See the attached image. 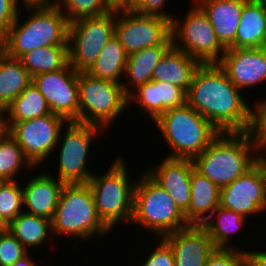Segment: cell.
<instances>
[{"label": "cell", "instance_id": "obj_1", "mask_svg": "<svg viewBox=\"0 0 266 266\" xmlns=\"http://www.w3.org/2000/svg\"><path fill=\"white\" fill-rule=\"evenodd\" d=\"M187 104L221 133L252 129L253 109L218 64H201L196 70L187 92Z\"/></svg>", "mask_w": 266, "mask_h": 266}, {"label": "cell", "instance_id": "obj_2", "mask_svg": "<svg viewBox=\"0 0 266 266\" xmlns=\"http://www.w3.org/2000/svg\"><path fill=\"white\" fill-rule=\"evenodd\" d=\"M22 5L33 14L21 24L18 13L7 37L0 44V50L11 58L19 59L34 49L68 45L69 21L51 1L23 2Z\"/></svg>", "mask_w": 266, "mask_h": 266}, {"label": "cell", "instance_id": "obj_3", "mask_svg": "<svg viewBox=\"0 0 266 266\" xmlns=\"http://www.w3.org/2000/svg\"><path fill=\"white\" fill-rule=\"evenodd\" d=\"M258 151L251 132H224L192 162L196 171L222 188L239 178L260 159V154H256Z\"/></svg>", "mask_w": 266, "mask_h": 266}, {"label": "cell", "instance_id": "obj_4", "mask_svg": "<svg viewBox=\"0 0 266 266\" xmlns=\"http://www.w3.org/2000/svg\"><path fill=\"white\" fill-rule=\"evenodd\" d=\"M154 122L171 148L168 158L193 159L221 133L187 103L165 111Z\"/></svg>", "mask_w": 266, "mask_h": 266}, {"label": "cell", "instance_id": "obj_5", "mask_svg": "<svg viewBox=\"0 0 266 266\" xmlns=\"http://www.w3.org/2000/svg\"><path fill=\"white\" fill-rule=\"evenodd\" d=\"M131 222L152 231L159 240L190 225L169 193L146 172L136 182Z\"/></svg>", "mask_w": 266, "mask_h": 266}, {"label": "cell", "instance_id": "obj_6", "mask_svg": "<svg viewBox=\"0 0 266 266\" xmlns=\"http://www.w3.org/2000/svg\"><path fill=\"white\" fill-rule=\"evenodd\" d=\"M52 233L87 240L110 230L100 219L92 191L87 183L65 184L51 220Z\"/></svg>", "mask_w": 266, "mask_h": 266}, {"label": "cell", "instance_id": "obj_7", "mask_svg": "<svg viewBox=\"0 0 266 266\" xmlns=\"http://www.w3.org/2000/svg\"><path fill=\"white\" fill-rule=\"evenodd\" d=\"M126 168L125 161L119 156L107 173L93 174L87 183L92 191L97 213L110 231L116 224L132 220L137 181L130 182Z\"/></svg>", "mask_w": 266, "mask_h": 266}, {"label": "cell", "instance_id": "obj_8", "mask_svg": "<svg viewBox=\"0 0 266 266\" xmlns=\"http://www.w3.org/2000/svg\"><path fill=\"white\" fill-rule=\"evenodd\" d=\"M78 87L79 123L97 125L106 130L128 106L123 84L79 72Z\"/></svg>", "mask_w": 266, "mask_h": 266}, {"label": "cell", "instance_id": "obj_9", "mask_svg": "<svg viewBox=\"0 0 266 266\" xmlns=\"http://www.w3.org/2000/svg\"><path fill=\"white\" fill-rule=\"evenodd\" d=\"M185 20L175 16L171 21L172 45L201 64H217L226 48L220 43L206 13L195 3Z\"/></svg>", "mask_w": 266, "mask_h": 266}, {"label": "cell", "instance_id": "obj_10", "mask_svg": "<svg viewBox=\"0 0 266 266\" xmlns=\"http://www.w3.org/2000/svg\"><path fill=\"white\" fill-rule=\"evenodd\" d=\"M116 12L95 17H84L69 22V64L85 72L98 58L102 48L115 35Z\"/></svg>", "mask_w": 266, "mask_h": 266}, {"label": "cell", "instance_id": "obj_11", "mask_svg": "<svg viewBox=\"0 0 266 266\" xmlns=\"http://www.w3.org/2000/svg\"><path fill=\"white\" fill-rule=\"evenodd\" d=\"M62 140L57 170L58 180L64 184H85L93 173L87 169L90 143L98 132L104 129L93 124L68 122ZM101 130V131H100Z\"/></svg>", "mask_w": 266, "mask_h": 266}, {"label": "cell", "instance_id": "obj_12", "mask_svg": "<svg viewBox=\"0 0 266 266\" xmlns=\"http://www.w3.org/2000/svg\"><path fill=\"white\" fill-rule=\"evenodd\" d=\"M115 36L128 55L156 45H172L171 21L133 10L119 11L116 12Z\"/></svg>", "mask_w": 266, "mask_h": 266}, {"label": "cell", "instance_id": "obj_13", "mask_svg": "<svg viewBox=\"0 0 266 266\" xmlns=\"http://www.w3.org/2000/svg\"><path fill=\"white\" fill-rule=\"evenodd\" d=\"M65 122L63 117L46 116L15 123L7 132L16 140L24 157L34 168L46 159L59 144ZM53 150V151H52Z\"/></svg>", "mask_w": 266, "mask_h": 266}, {"label": "cell", "instance_id": "obj_14", "mask_svg": "<svg viewBox=\"0 0 266 266\" xmlns=\"http://www.w3.org/2000/svg\"><path fill=\"white\" fill-rule=\"evenodd\" d=\"M78 73L69 63L62 69L32 77L33 85L46 99L53 114L79 123Z\"/></svg>", "mask_w": 266, "mask_h": 266}, {"label": "cell", "instance_id": "obj_15", "mask_svg": "<svg viewBox=\"0 0 266 266\" xmlns=\"http://www.w3.org/2000/svg\"><path fill=\"white\" fill-rule=\"evenodd\" d=\"M219 206L245 218L265 211V164L261 159L232 183L220 188Z\"/></svg>", "mask_w": 266, "mask_h": 266}, {"label": "cell", "instance_id": "obj_16", "mask_svg": "<svg viewBox=\"0 0 266 266\" xmlns=\"http://www.w3.org/2000/svg\"><path fill=\"white\" fill-rule=\"evenodd\" d=\"M217 64L242 91L266 81V47L226 48Z\"/></svg>", "mask_w": 266, "mask_h": 266}, {"label": "cell", "instance_id": "obj_17", "mask_svg": "<svg viewBox=\"0 0 266 266\" xmlns=\"http://www.w3.org/2000/svg\"><path fill=\"white\" fill-rule=\"evenodd\" d=\"M163 239L172 248L175 266H204L216 250L202 225L190 224L186 228L164 236Z\"/></svg>", "mask_w": 266, "mask_h": 266}, {"label": "cell", "instance_id": "obj_18", "mask_svg": "<svg viewBox=\"0 0 266 266\" xmlns=\"http://www.w3.org/2000/svg\"><path fill=\"white\" fill-rule=\"evenodd\" d=\"M162 160L157 168L145 172L175 201L184 213L191 200V174L194 169L192 159L168 158Z\"/></svg>", "mask_w": 266, "mask_h": 266}, {"label": "cell", "instance_id": "obj_19", "mask_svg": "<svg viewBox=\"0 0 266 266\" xmlns=\"http://www.w3.org/2000/svg\"><path fill=\"white\" fill-rule=\"evenodd\" d=\"M64 185L46 172L29 179L22 187L25 212L52 220Z\"/></svg>", "mask_w": 266, "mask_h": 266}, {"label": "cell", "instance_id": "obj_20", "mask_svg": "<svg viewBox=\"0 0 266 266\" xmlns=\"http://www.w3.org/2000/svg\"><path fill=\"white\" fill-rule=\"evenodd\" d=\"M247 0H195L225 48H235L236 32Z\"/></svg>", "mask_w": 266, "mask_h": 266}, {"label": "cell", "instance_id": "obj_21", "mask_svg": "<svg viewBox=\"0 0 266 266\" xmlns=\"http://www.w3.org/2000/svg\"><path fill=\"white\" fill-rule=\"evenodd\" d=\"M201 63L184 51L171 45L161 56L152 72V80L174 84L186 92Z\"/></svg>", "mask_w": 266, "mask_h": 266}, {"label": "cell", "instance_id": "obj_22", "mask_svg": "<svg viewBox=\"0 0 266 266\" xmlns=\"http://www.w3.org/2000/svg\"><path fill=\"white\" fill-rule=\"evenodd\" d=\"M220 188L195 169L191 174V200L184 212L189 224L202 225L219 206Z\"/></svg>", "mask_w": 266, "mask_h": 266}, {"label": "cell", "instance_id": "obj_23", "mask_svg": "<svg viewBox=\"0 0 266 266\" xmlns=\"http://www.w3.org/2000/svg\"><path fill=\"white\" fill-rule=\"evenodd\" d=\"M127 60L128 54L114 35L102 48L96 61L85 72L97 79L123 84L124 93L128 96L133 91L132 87L120 81V77H123L125 73Z\"/></svg>", "mask_w": 266, "mask_h": 266}, {"label": "cell", "instance_id": "obj_24", "mask_svg": "<svg viewBox=\"0 0 266 266\" xmlns=\"http://www.w3.org/2000/svg\"><path fill=\"white\" fill-rule=\"evenodd\" d=\"M266 47V9L256 0H247L236 32L235 48Z\"/></svg>", "mask_w": 266, "mask_h": 266}, {"label": "cell", "instance_id": "obj_25", "mask_svg": "<svg viewBox=\"0 0 266 266\" xmlns=\"http://www.w3.org/2000/svg\"><path fill=\"white\" fill-rule=\"evenodd\" d=\"M6 113L8 118L5 117ZM50 113L52 112L46 99L31 83L1 114V124L3 129L8 131L17 122L43 117Z\"/></svg>", "mask_w": 266, "mask_h": 266}, {"label": "cell", "instance_id": "obj_26", "mask_svg": "<svg viewBox=\"0 0 266 266\" xmlns=\"http://www.w3.org/2000/svg\"><path fill=\"white\" fill-rule=\"evenodd\" d=\"M32 83V77L19 59L0 50V114Z\"/></svg>", "mask_w": 266, "mask_h": 266}, {"label": "cell", "instance_id": "obj_27", "mask_svg": "<svg viewBox=\"0 0 266 266\" xmlns=\"http://www.w3.org/2000/svg\"><path fill=\"white\" fill-rule=\"evenodd\" d=\"M7 230L29 251L39 247L52 231L51 220L22 211L8 226Z\"/></svg>", "mask_w": 266, "mask_h": 266}, {"label": "cell", "instance_id": "obj_28", "mask_svg": "<svg viewBox=\"0 0 266 266\" xmlns=\"http://www.w3.org/2000/svg\"><path fill=\"white\" fill-rule=\"evenodd\" d=\"M19 60L31 77L64 68L69 63L68 45L45 46L22 55Z\"/></svg>", "mask_w": 266, "mask_h": 266}, {"label": "cell", "instance_id": "obj_29", "mask_svg": "<svg viewBox=\"0 0 266 266\" xmlns=\"http://www.w3.org/2000/svg\"><path fill=\"white\" fill-rule=\"evenodd\" d=\"M245 219L247 218L231 209L218 206L202 226L206 229L216 248L229 249L234 248L230 247L229 243L231 242H228L232 238L231 234L243 227Z\"/></svg>", "mask_w": 266, "mask_h": 266}, {"label": "cell", "instance_id": "obj_30", "mask_svg": "<svg viewBox=\"0 0 266 266\" xmlns=\"http://www.w3.org/2000/svg\"><path fill=\"white\" fill-rule=\"evenodd\" d=\"M171 45H156L128 55L124 75L130 78L134 90L152 80V72L161 56Z\"/></svg>", "mask_w": 266, "mask_h": 266}, {"label": "cell", "instance_id": "obj_31", "mask_svg": "<svg viewBox=\"0 0 266 266\" xmlns=\"http://www.w3.org/2000/svg\"><path fill=\"white\" fill-rule=\"evenodd\" d=\"M24 165L33 169L16 140L3 130L0 133V177L5 181H15L14 177Z\"/></svg>", "mask_w": 266, "mask_h": 266}, {"label": "cell", "instance_id": "obj_32", "mask_svg": "<svg viewBox=\"0 0 266 266\" xmlns=\"http://www.w3.org/2000/svg\"><path fill=\"white\" fill-rule=\"evenodd\" d=\"M51 2L62 12L65 10L63 14L69 22L110 12L105 0H51Z\"/></svg>", "mask_w": 266, "mask_h": 266}, {"label": "cell", "instance_id": "obj_33", "mask_svg": "<svg viewBox=\"0 0 266 266\" xmlns=\"http://www.w3.org/2000/svg\"><path fill=\"white\" fill-rule=\"evenodd\" d=\"M22 185L17 180L5 181L0 187V221L8 226L23 209Z\"/></svg>", "mask_w": 266, "mask_h": 266}, {"label": "cell", "instance_id": "obj_34", "mask_svg": "<svg viewBox=\"0 0 266 266\" xmlns=\"http://www.w3.org/2000/svg\"><path fill=\"white\" fill-rule=\"evenodd\" d=\"M135 90L128 95V106L132 102L139 103V107L143 108L155 121L161 115V93L158 81H148Z\"/></svg>", "mask_w": 266, "mask_h": 266}, {"label": "cell", "instance_id": "obj_35", "mask_svg": "<svg viewBox=\"0 0 266 266\" xmlns=\"http://www.w3.org/2000/svg\"><path fill=\"white\" fill-rule=\"evenodd\" d=\"M28 254L27 249L6 230L0 237V266H10Z\"/></svg>", "mask_w": 266, "mask_h": 266}, {"label": "cell", "instance_id": "obj_36", "mask_svg": "<svg viewBox=\"0 0 266 266\" xmlns=\"http://www.w3.org/2000/svg\"><path fill=\"white\" fill-rule=\"evenodd\" d=\"M204 266H247L245 250L216 248Z\"/></svg>", "mask_w": 266, "mask_h": 266}, {"label": "cell", "instance_id": "obj_37", "mask_svg": "<svg viewBox=\"0 0 266 266\" xmlns=\"http://www.w3.org/2000/svg\"><path fill=\"white\" fill-rule=\"evenodd\" d=\"M161 93V114L187 103V92L174 84L158 81Z\"/></svg>", "mask_w": 266, "mask_h": 266}, {"label": "cell", "instance_id": "obj_38", "mask_svg": "<svg viewBox=\"0 0 266 266\" xmlns=\"http://www.w3.org/2000/svg\"><path fill=\"white\" fill-rule=\"evenodd\" d=\"M253 110V124L250 132L259 152H263V149H266V100L259 101Z\"/></svg>", "mask_w": 266, "mask_h": 266}, {"label": "cell", "instance_id": "obj_39", "mask_svg": "<svg viewBox=\"0 0 266 266\" xmlns=\"http://www.w3.org/2000/svg\"><path fill=\"white\" fill-rule=\"evenodd\" d=\"M18 5H20L19 0H0V44L7 37L9 28L18 17Z\"/></svg>", "mask_w": 266, "mask_h": 266}, {"label": "cell", "instance_id": "obj_40", "mask_svg": "<svg viewBox=\"0 0 266 266\" xmlns=\"http://www.w3.org/2000/svg\"><path fill=\"white\" fill-rule=\"evenodd\" d=\"M142 266H175V259L170 245L161 238L157 248L152 250V253L149 254Z\"/></svg>", "mask_w": 266, "mask_h": 266}, {"label": "cell", "instance_id": "obj_41", "mask_svg": "<svg viewBox=\"0 0 266 266\" xmlns=\"http://www.w3.org/2000/svg\"><path fill=\"white\" fill-rule=\"evenodd\" d=\"M165 2L166 0H137L133 11L143 15L161 16L172 21L174 15L162 10Z\"/></svg>", "mask_w": 266, "mask_h": 266}, {"label": "cell", "instance_id": "obj_42", "mask_svg": "<svg viewBox=\"0 0 266 266\" xmlns=\"http://www.w3.org/2000/svg\"><path fill=\"white\" fill-rule=\"evenodd\" d=\"M110 11L134 10L137 0H105Z\"/></svg>", "mask_w": 266, "mask_h": 266}, {"label": "cell", "instance_id": "obj_43", "mask_svg": "<svg viewBox=\"0 0 266 266\" xmlns=\"http://www.w3.org/2000/svg\"><path fill=\"white\" fill-rule=\"evenodd\" d=\"M247 266H266V251H245Z\"/></svg>", "mask_w": 266, "mask_h": 266}, {"label": "cell", "instance_id": "obj_44", "mask_svg": "<svg viewBox=\"0 0 266 266\" xmlns=\"http://www.w3.org/2000/svg\"><path fill=\"white\" fill-rule=\"evenodd\" d=\"M30 257L31 256L28 253L26 256L19 259L13 265H10V266H36V263H34V260H32L33 258H30Z\"/></svg>", "mask_w": 266, "mask_h": 266}, {"label": "cell", "instance_id": "obj_45", "mask_svg": "<svg viewBox=\"0 0 266 266\" xmlns=\"http://www.w3.org/2000/svg\"><path fill=\"white\" fill-rule=\"evenodd\" d=\"M6 230L7 226L2 221H0V237Z\"/></svg>", "mask_w": 266, "mask_h": 266}, {"label": "cell", "instance_id": "obj_46", "mask_svg": "<svg viewBox=\"0 0 266 266\" xmlns=\"http://www.w3.org/2000/svg\"><path fill=\"white\" fill-rule=\"evenodd\" d=\"M264 9H266V0H256Z\"/></svg>", "mask_w": 266, "mask_h": 266}, {"label": "cell", "instance_id": "obj_47", "mask_svg": "<svg viewBox=\"0 0 266 266\" xmlns=\"http://www.w3.org/2000/svg\"><path fill=\"white\" fill-rule=\"evenodd\" d=\"M263 154H266V153H263ZM260 159L264 162V164L266 165V156L262 155L261 152H260Z\"/></svg>", "mask_w": 266, "mask_h": 266}, {"label": "cell", "instance_id": "obj_48", "mask_svg": "<svg viewBox=\"0 0 266 266\" xmlns=\"http://www.w3.org/2000/svg\"><path fill=\"white\" fill-rule=\"evenodd\" d=\"M265 210H266V165H265Z\"/></svg>", "mask_w": 266, "mask_h": 266}, {"label": "cell", "instance_id": "obj_49", "mask_svg": "<svg viewBox=\"0 0 266 266\" xmlns=\"http://www.w3.org/2000/svg\"><path fill=\"white\" fill-rule=\"evenodd\" d=\"M24 2L51 1V0H23Z\"/></svg>", "mask_w": 266, "mask_h": 266}, {"label": "cell", "instance_id": "obj_50", "mask_svg": "<svg viewBox=\"0 0 266 266\" xmlns=\"http://www.w3.org/2000/svg\"><path fill=\"white\" fill-rule=\"evenodd\" d=\"M3 127H2V124H1V114H0V133L3 131Z\"/></svg>", "mask_w": 266, "mask_h": 266}, {"label": "cell", "instance_id": "obj_51", "mask_svg": "<svg viewBox=\"0 0 266 266\" xmlns=\"http://www.w3.org/2000/svg\"><path fill=\"white\" fill-rule=\"evenodd\" d=\"M4 182H5V180L0 177V187L3 185Z\"/></svg>", "mask_w": 266, "mask_h": 266}]
</instances>
